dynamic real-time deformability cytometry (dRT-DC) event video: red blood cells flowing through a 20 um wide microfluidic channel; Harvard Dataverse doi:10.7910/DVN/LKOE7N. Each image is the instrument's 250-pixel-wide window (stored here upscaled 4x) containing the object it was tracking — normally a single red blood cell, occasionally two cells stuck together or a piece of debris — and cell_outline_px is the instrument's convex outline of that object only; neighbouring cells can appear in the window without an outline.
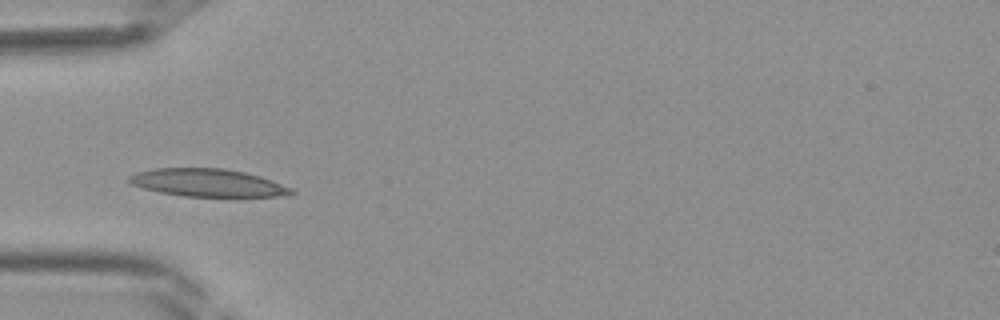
{"species": "Egyptian fruit bat (a non-hibernating species)", "species_latin": "Rousettus aegyptiacus", "temperature_condition": "room temperature", "stored_images_in_passage": 35, "camera_frame_rate_fps": 3000, "um_per_image_px": 0.085, "frame": {"image": 1, "passage_image": 8, "time_ms": 2.333, "image_size_px": [1000, 320], "cell_outline_px": [[296, 192], [288, 196], [184, 196], [160, 192], [144, 188], [132, 184], [128, 180], [128, 176], [136, 172], [156, 168], [224, 168], [244, 172], [260, 176], [272, 180], [292, 188]], "centroid_in_image_um": [17.68, 15.53], "position_along_channel_um": 67.3, "area_um2": 26.13}}
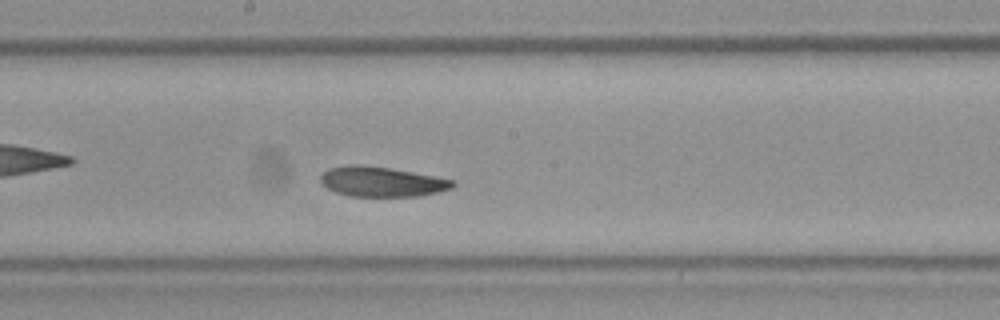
{"frame": {"image": 2, "passage_image": 17, "time_ms": 5.333, "image_size_px": [1000, 320], "cell_outline_px": [[456, 184], [452, 188], [440, 192], [420, 196], [348, 196], [336, 192], [328, 188], [320, 180], [320, 176], [328, 168], [348, 164], [360, 164], [392, 168], [436, 176], [456, 180]], "centroid_in_image_um": [32.49, 15.43], "position_along_channel_um": 215.7, "area_um2": 23.35}}
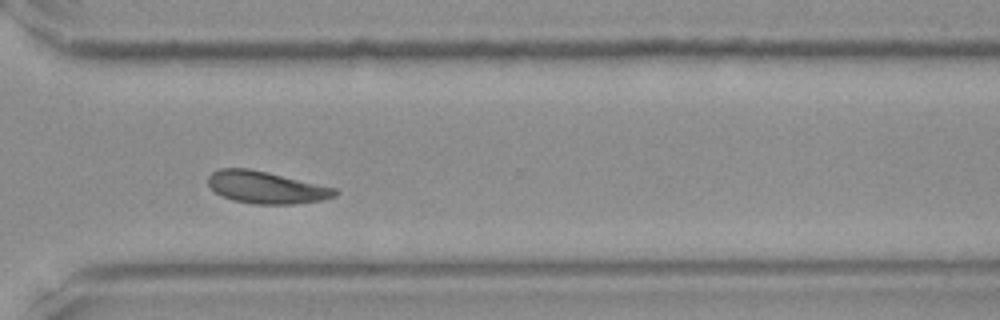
{"frame": {"image": 3, "passage_image": 25, "time_ms": 8.0, "image_size_px": [1000, 320], "cell_outline_px": [[340, 192], [336, 196], [320, 200], [292, 204], [256, 204], [232, 200], [220, 196], [208, 184], [208, 176], [212, 172], [220, 168], [248, 168], [268, 172], [336, 188]], "centroid_in_image_um": [22.61, 15.92], "position_along_channel_um": 348.0, "area_um2": 23.76}}